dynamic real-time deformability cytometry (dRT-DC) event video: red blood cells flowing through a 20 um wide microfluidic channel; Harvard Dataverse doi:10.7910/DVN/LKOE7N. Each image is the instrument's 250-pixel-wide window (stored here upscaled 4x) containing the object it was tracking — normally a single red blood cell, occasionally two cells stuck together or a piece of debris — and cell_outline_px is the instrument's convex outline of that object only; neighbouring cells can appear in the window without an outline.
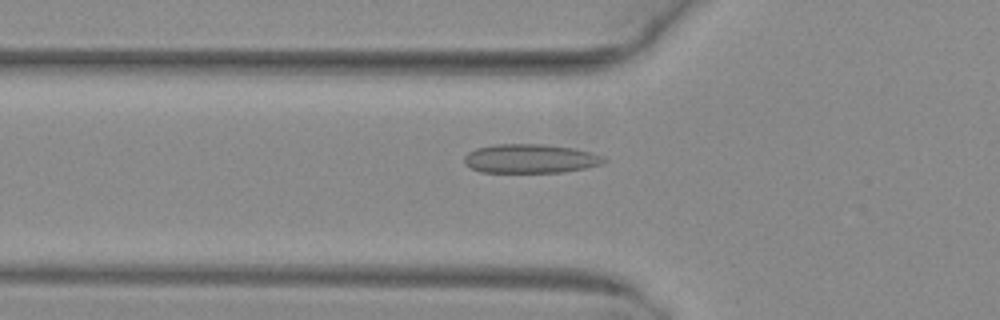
{"species": "common noctule bat (a hibernating species)", "species_latin": "Nyctalus noctula", "temperature_condition": "warm", "stored_images_in_passage": 37, "camera_frame_rate_fps": 3000, "um_per_image_px": 0.085, "animal": {"sex": "female", "body_mass_g": 29.2, "forearm_length_mm": 56.3}, "frame": {"image": 1, "passage_image": 4, "time_ms": 1.0, "image_size_px": [1000, 320], "cell_outline_px": [[608, 160], [604, 164], [564, 172], [480, 172], [464, 164], [464, 156], [468, 152], [476, 148], [496, 144], [544, 144], [576, 148], [592, 152], [604, 156]], "centroid_in_image_um": [45.12, 13.48], "position_along_channel_um": 80.7, "area_um2": 23.87}}
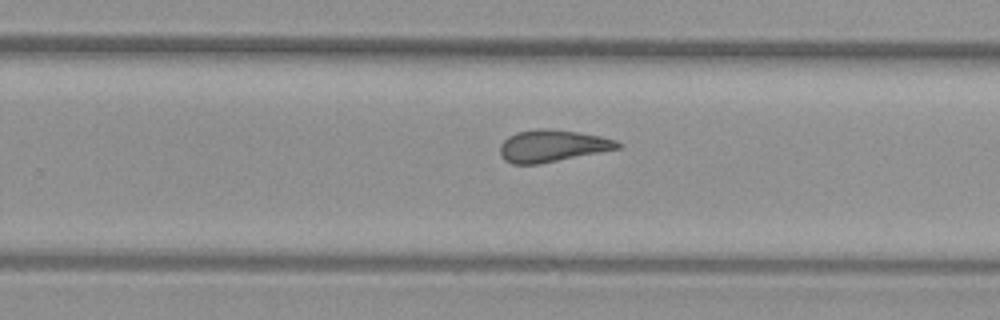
{"frame": {"image": 2, "passage_image": 19, "time_ms": 6.0, "image_size_px": [1000, 320], "cell_outline_px": [[624, 144], [620, 148], [540, 164], [512, 164], [504, 160], [500, 156], [500, 144], [508, 136], [516, 132], [536, 128], [548, 128], [580, 132], [600, 136], [616, 140]], "centroid_in_image_um": [46.93, 12.39], "position_along_channel_um": 282.9, "area_um2": 22.2}}
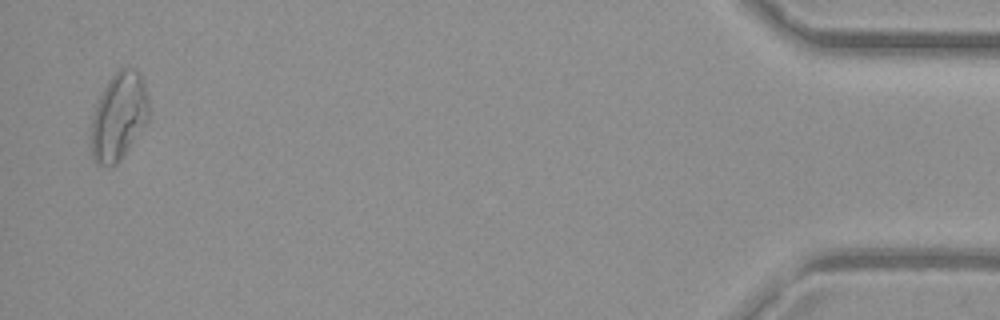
{"frame": {"image": 3, "passage_image": 36, "time_ms": 11.667, "image_size_px": [1000, 320], "cell_outline_px": [[148, 120], [120, 160], [112, 168], [108, 168], [92, 160], [92, 116], [96, 104], [108, 80], [124, 64], [136, 68], [140, 72], [148, 96]], "centroid_in_image_um": [10.1, 9.86], "position_along_channel_um": 425.1, "area_um2": 29.54}, "authors_computed_cell_mechanics": {"area_um2": 22.542, "velocity_mm_per_s": 4.0321, "shape_relaxation_time_tau1_ms": null, "shape_relaxation_time_tau2_ms": 1.7966, "deformation_change_tau1": null, "deformation_change_tau2": 0.0932}}